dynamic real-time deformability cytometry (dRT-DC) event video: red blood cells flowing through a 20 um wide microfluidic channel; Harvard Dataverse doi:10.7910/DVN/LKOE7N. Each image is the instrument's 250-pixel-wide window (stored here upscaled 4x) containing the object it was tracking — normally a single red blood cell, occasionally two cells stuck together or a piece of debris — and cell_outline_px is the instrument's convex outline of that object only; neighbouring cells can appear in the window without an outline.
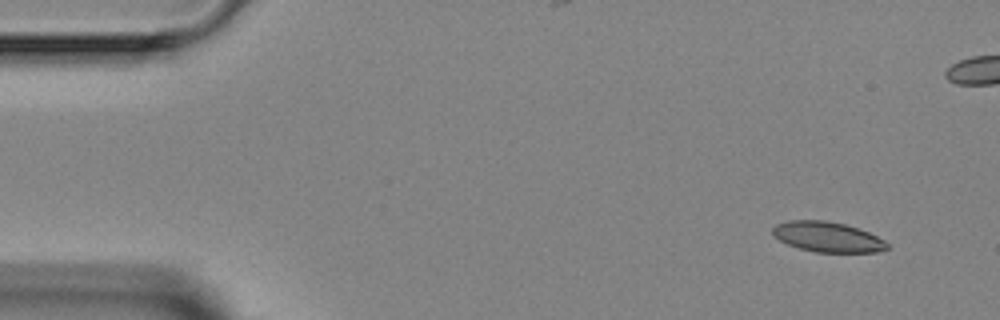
{"species": "Egyptian fruit bat (a non-hibernating species)", "species_latin": "Rousettus aegyptiacus", "temperature_condition": "room temperature", "stored_images_in_passage": 5, "camera_frame_rate_fps": 3000, "um_per_image_px": 0.085, "animal": {"sex": "female"}, "frame": {"image": 1, "passage_image": 1, "time_ms": 0.0, "image_size_px": [1000, 320], "cell_outline_px": [[888, 248], [876, 252], [816, 252], [800, 248], [788, 244], [772, 236], [772, 228], [776, 224], [788, 220], [824, 220], [844, 224], [868, 232], [884, 240], [888, 244]], "centroid_in_image_um": [70.3, 20.13], "position_along_channel_um": 14.7, "area_um2": 20.0}}
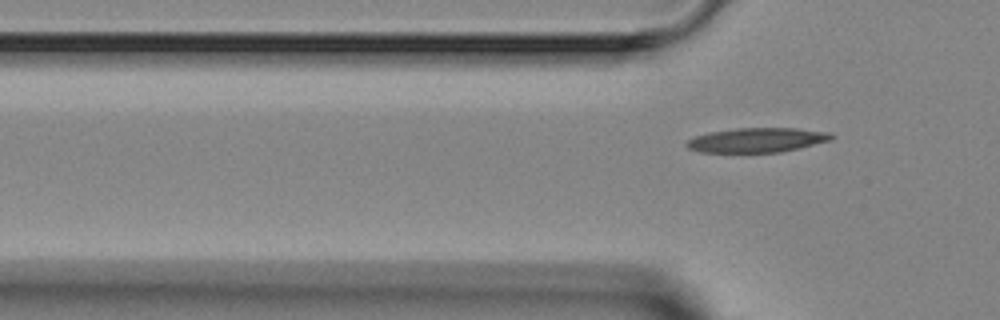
{"frame": {"image": 2, "passage_image": 5, "time_ms": 5.667, "image_size_px": [1000, 320], "cell_outline_px": [[836, 136], [832, 140], [800, 148], [780, 152], [700, 152], [688, 148], [684, 144], [688, 140], [696, 136], [708, 132], [736, 128], [796, 128], [832, 132]], "centroid_in_image_um": [64.39, 11.9], "position_along_channel_um": 61.4, "area_um2": 20.87}}